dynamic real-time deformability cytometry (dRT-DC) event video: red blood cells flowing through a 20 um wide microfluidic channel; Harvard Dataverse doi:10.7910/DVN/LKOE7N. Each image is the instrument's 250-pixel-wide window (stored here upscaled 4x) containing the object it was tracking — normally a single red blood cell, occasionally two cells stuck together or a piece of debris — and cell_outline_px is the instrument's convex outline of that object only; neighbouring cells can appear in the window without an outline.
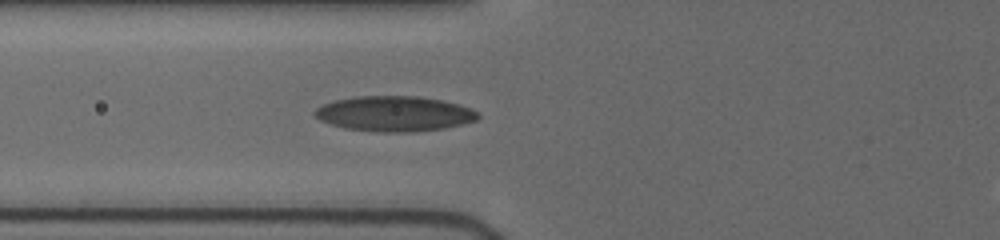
{"species": "human", "species_latin": "Homo sapiens", "temperature_condition": "cold", "stored_images_in_passage": 51, "camera_frame_rate_fps": 3000, "um_per_image_px": 0.085, "donor": {"sex": "female"}, "frame": {"image": 1, "passage_image": 12, "time_ms": 5.0, "image_size_px": [1000, 240], "cell_outline_px": [[480, 116], [476, 120], [444, 128], [416, 132], [376, 132], [344, 128], [320, 120], [316, 116], [316, 108], [324, 104], [336, 100], [360, 96], [416, 96], [440, 100], [472, 108]], "centroid_in_image_um": [33.53, 9.67], "position_along_channel_um": 92.3, "area_um2": 33.18}}
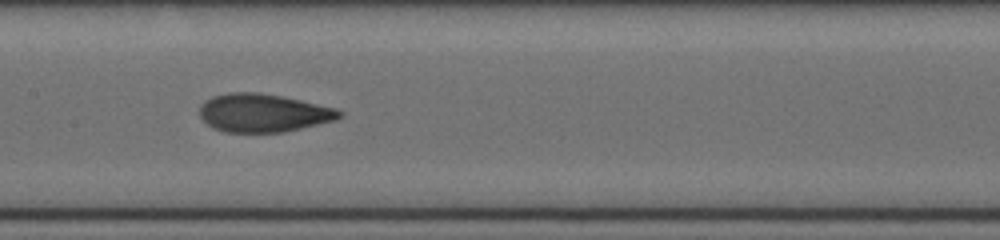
{"frame": {"image": 2, "passage_image": 20, "time_ms": 7.333, "image_size_px": [1000, 240], "cell_outline_px": [[344, 116], [336, 120], [284, 132], [224, 132], [212, 128], [200, 116], [200, 104], [204, 100], [212, 96], [228, 92], [256, 92], [280, 96], [300, 100], [336, 108], [344, 112]], "centroid_in_image_um": [22.37, 9.6], "position_along_channel_um": 185.0, "area_um2": 31.27}}
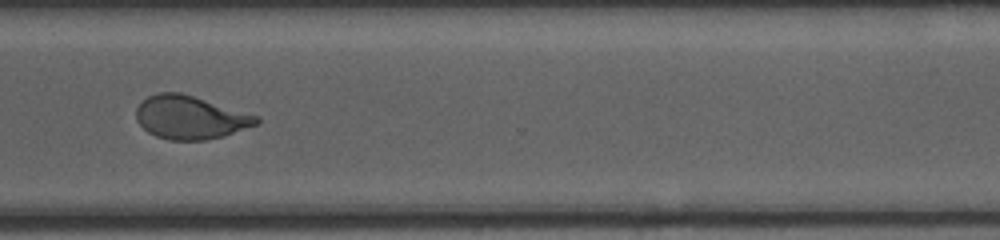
{"frame": {"image": 3, "passage_image": 36, "time_ms": 11.667, "image_size_px": [1000, 240], "cell_outline_px": [[260, 120], [256, 124], [224, 136], [204, 140], [168, 140], [156, 136], [148, 132], [136, 120], [136, 108], [148, 96], [160, 92], [180, 92], [260, 116]], "centroid_in_image_um": [16.16, 9.98], "position_along_channel_um": 354.4, "area_um2": 30.17}}